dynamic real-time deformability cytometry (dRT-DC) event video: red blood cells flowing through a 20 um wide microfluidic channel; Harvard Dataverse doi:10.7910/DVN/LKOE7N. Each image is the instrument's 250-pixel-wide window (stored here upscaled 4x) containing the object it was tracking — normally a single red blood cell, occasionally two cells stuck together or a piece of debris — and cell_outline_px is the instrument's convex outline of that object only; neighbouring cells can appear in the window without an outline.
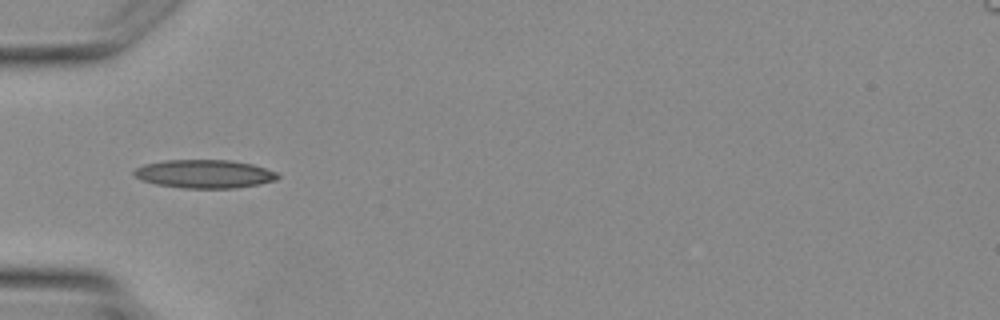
{"species": "Egyptian fruit bat (a non-hibernating species)", "species_latin": "Rousettus aegyptiacus", "temperature_condition": "warm", "stored_images_in_passage": 4, "camera_frame_rate_fps": 3000, "um_per_image_px": 0.085, "animal": {"sex": "female"}, "frame": {"image": 1, "passage_image": 3, "time_ms": 2.333, "image_size_px": [1000, 320], "cell_outline_px": [[280, 176], [276, 180], [260, 184], [236, 188], [180, 188], [156, 184], [140, 180], [132, 172], [136, 168], [144, 164], [164, 160], [228, 160], [252, 164], [276, 172]], "centroid_in_image_um": [17.36, 14.79], "position_along_channel_um": 67.6, "area_um2": 23.81}}
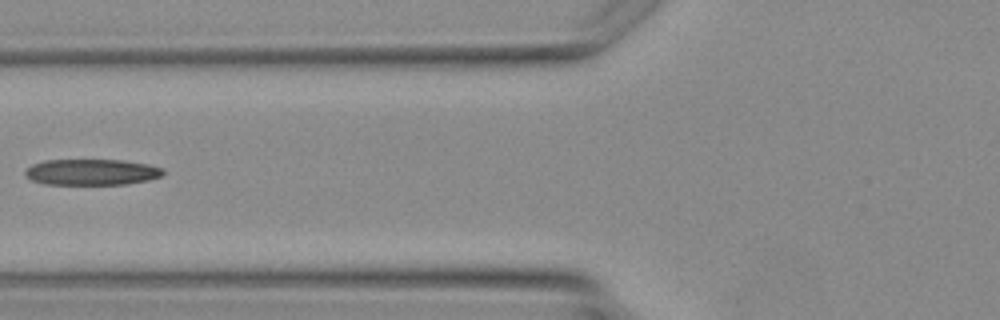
{"frame": {"image": 2, "passage_image": 4, "time_ms": 3.333, "image_size_px": [1000, 320], "cell_outline_px": [[164, 172], [160, 176], [148, 180], [128, 184], [44, 184], [32, 180], [24, 176], [24, 172], [32, 164], [44, 160], [120, 160], [148, 164], [164, 168]], "centroid_in_image_um": [7.78, 14.63], "position_along_channel_um": 118.0, "area_um2": 20.92}}